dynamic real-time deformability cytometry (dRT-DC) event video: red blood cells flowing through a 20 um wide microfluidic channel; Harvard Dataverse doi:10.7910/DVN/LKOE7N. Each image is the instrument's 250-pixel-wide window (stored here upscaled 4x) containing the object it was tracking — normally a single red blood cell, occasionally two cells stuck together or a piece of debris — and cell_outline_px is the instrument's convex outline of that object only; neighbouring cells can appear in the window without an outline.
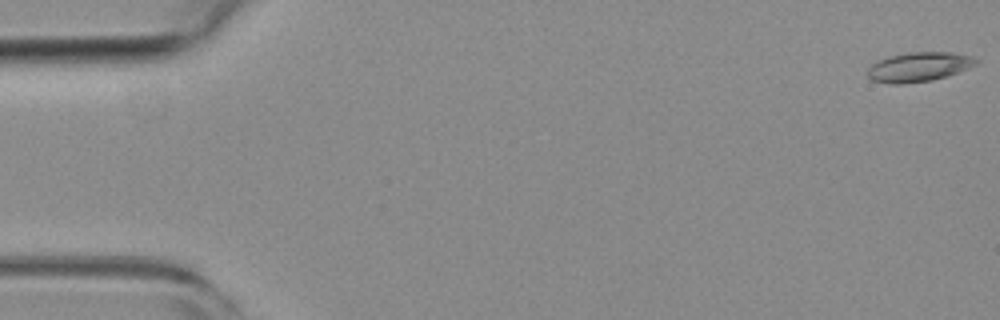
{"species": "common noctule bat (a hibernating species)", "species_latin": "Nyctalus noctula", "temperature_condition": "room temperature", "stored_images_in_passage": 53, "camera_frame_rate_fps": 3000, "um_per_image_px": 0.085, "animal": {"sex": "female", "body_mass_g": 19.3, "forearm_length_mm": 54.1}, "frame": {"image": 1, "passage_image": 1, "time_ms": 0.0, "image_size_px": [1000, 320], "cell_outline_px": [[980, 60], [976, 64], [968, 68], [948, 76], [932, 80], [904, 84], [892, 84], [872, 80], [868, 76], [868, 68], [876, 60], [888, 56], [908, 52], [952, 52], [972, 56]], "centroid_in_image_um": [78.1, 5.68], "position_along_channel_um": 6.9, "area_um2": 18.79}}
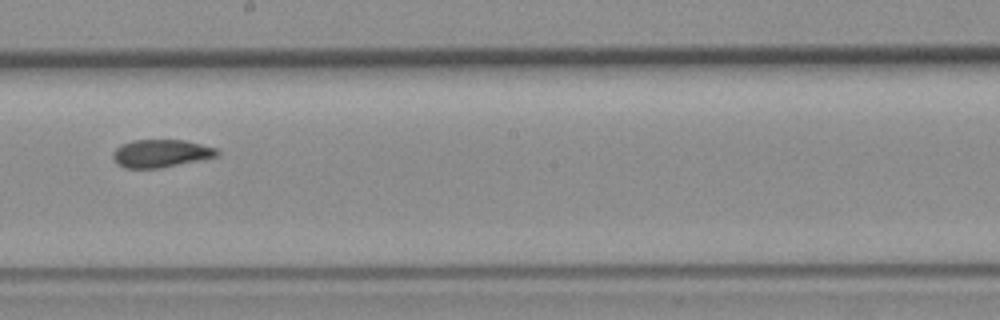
{"frame": {"image": 2, "passage_image": 30, "time_ms": 9.667, "image_size_px": [1000, 320], "cell_outline_px": [[220, 156], [160, 168], [124, 168], [112, 156], [112, 152], [120, 144], [132, 140], [184, 140], [216, 148], [220, 152]], "centroid_in_image_um": [13.69, 13.03], "position_along_channel_um": 234.5, "area_um2": 16.88}}
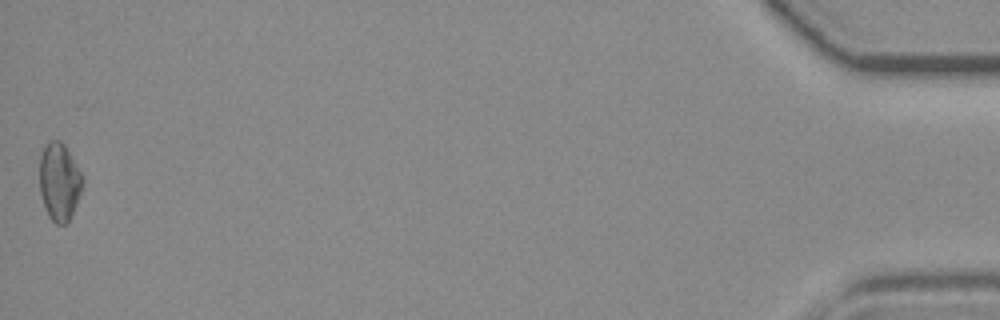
{"frame": {"image": 3, "passage_image": 53, "time_ms": 17.333, "image_size_px": [1000, 320], "cell_outline_px": [[84, 184], [76, 204], [68, 220], [64, 224], [56, 224], [48, 216], [40, 192], [40, 156], [44, 144], [48, 140], [60, 140], [64, 144], [84, 176]], "centroid_in_image_um": [5.05, 15.4], "position_along_channel_um": 430.2, "area_um2": 19.54}, "authors_computed_cell_mechanics": {"area_um2": 17.5712, "velocity_mm_per_s": 3.8566, "shape_relaxation_time_tau1_ms": null, "shape_relaxation_time_tau2_ms": 1.8188, "deformation_change_tau1": null, "deformation_change_tau2": 0.0697}}